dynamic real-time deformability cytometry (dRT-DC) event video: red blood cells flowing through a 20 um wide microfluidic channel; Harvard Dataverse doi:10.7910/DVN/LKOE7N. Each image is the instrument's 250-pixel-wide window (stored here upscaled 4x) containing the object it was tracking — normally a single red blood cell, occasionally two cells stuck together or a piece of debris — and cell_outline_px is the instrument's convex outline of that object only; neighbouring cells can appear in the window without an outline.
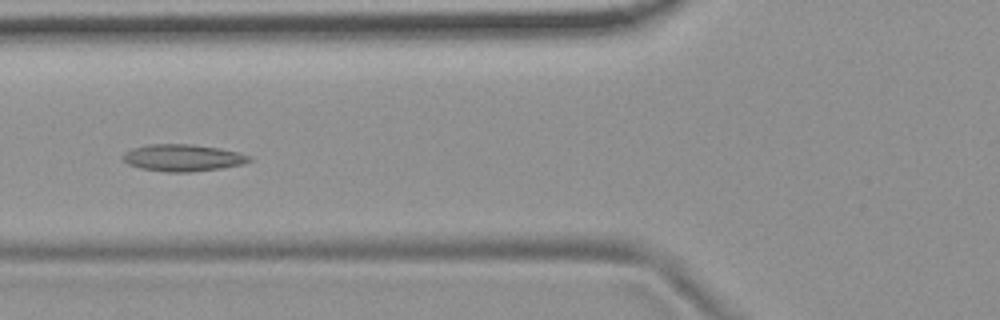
{"species": "common noctule bat (a hibernating species)", "species_latin": "Nyctalus noctula", "temperature_condition": "room temperature", "stored_images_in_passage": 18, "camera_frame_rate_fps": 3000, "um_per_image_px": 0.085, "animal": {"sex": "female", "body_mass_g": 19.9}, "frame": {"image": 1, "passage_image": 12, "time_ms": 3.667, "image_size_px": [1000, 320], "cell_outline_px": [[252, 160], [244, 164], [224, 168], [192, 172], [168, 172], [140, 168], [128, 164], [120, 156], [124, 152], [132, 148], [148, 144], [192, 144], [240, 152], [252, 156]], "centroid_in_image_um": [15.55, 13.41], "position_along_channel_um": 110.2, "area_um2": 20.06}}